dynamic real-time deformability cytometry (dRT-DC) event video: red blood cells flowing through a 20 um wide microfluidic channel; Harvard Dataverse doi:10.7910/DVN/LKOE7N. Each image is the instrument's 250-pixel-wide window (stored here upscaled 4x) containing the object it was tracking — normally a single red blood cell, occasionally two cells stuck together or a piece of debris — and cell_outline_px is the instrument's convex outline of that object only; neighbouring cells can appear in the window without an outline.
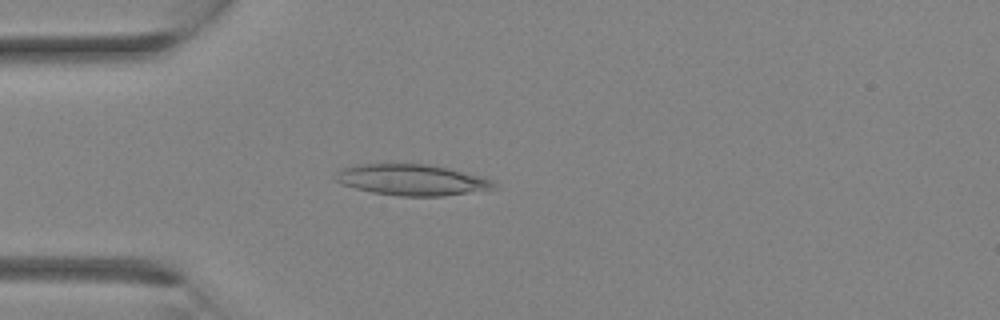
{"species": "Egyptian fruit bat (a non-hibernating species)", "species_latin": "Rousettus aegyptiacus", "temperature_condition": "room temperature", "stored_images_in_passage": 31, "camera_frame_rate_fps": 3000, "um_per_image_px": 0.085, "animal": {"sex": "female"}, "frame": {"image": 1, "passage_image": 8, "time_ms": 2.333, "image_size_px": [1000, 320], "cell_outline_px": [[496, 188], [444, 196], [400, 196], [372, 192], [340, 184], [332, 176], [340, 168], [360, 164], [432, 164], [484, 176], [492, 180]], "centroid_in_image_um": [34.99, 15.28], "position_along_channel_um": 50.0, "area_um2": 28.84}}
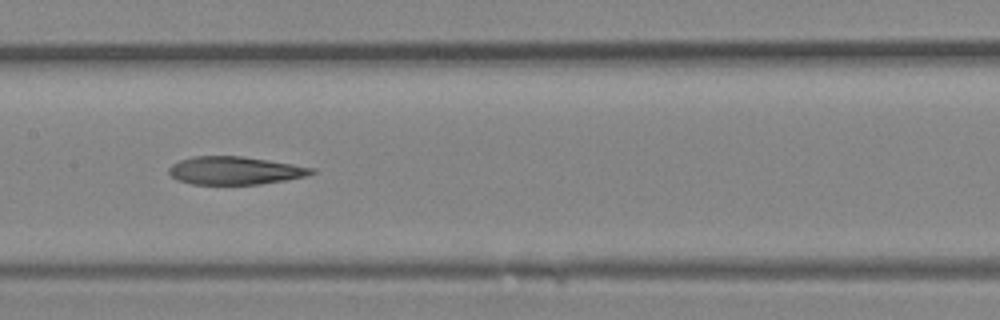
{"frame": {"image": 2, "passage_image": 15, "time_ms": 4.667, "image_size_px": [1000, 320], "cell_outline_px": [[316, 172], [304, 176], [284, 180], [260, 184], [192, 184], [176, 180], [168, 172], [168, 168], [172, 164], [180, 160], [192, 156], [244, 156], [316, 168]], "centroid_in_image_um": [19.94, 14.49], "position_along_channel_um": 187.5, "area_um2": 23.24}}
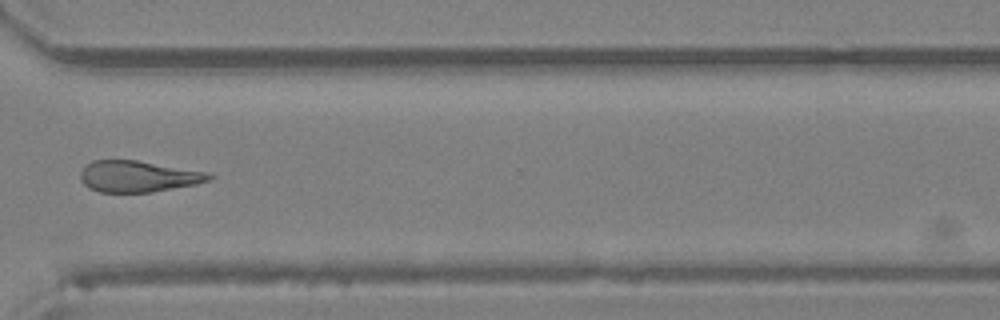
{"frame": {"image": 3, "passage_image": 23, "time_ms": 7.333, "image_size_px": [1000, 320], "cell_outline_px": [[216, 176], [212, 180], [196, 184], [148, 192], [100, 192], [88, 188], [80, 180], [80, 172], [92, 160], [136, 160], [208, 172]], "centroid_in_image_um": [11.75, 14.99], "position_along_channel_um": 358.8, "area_um2": 23.41}}